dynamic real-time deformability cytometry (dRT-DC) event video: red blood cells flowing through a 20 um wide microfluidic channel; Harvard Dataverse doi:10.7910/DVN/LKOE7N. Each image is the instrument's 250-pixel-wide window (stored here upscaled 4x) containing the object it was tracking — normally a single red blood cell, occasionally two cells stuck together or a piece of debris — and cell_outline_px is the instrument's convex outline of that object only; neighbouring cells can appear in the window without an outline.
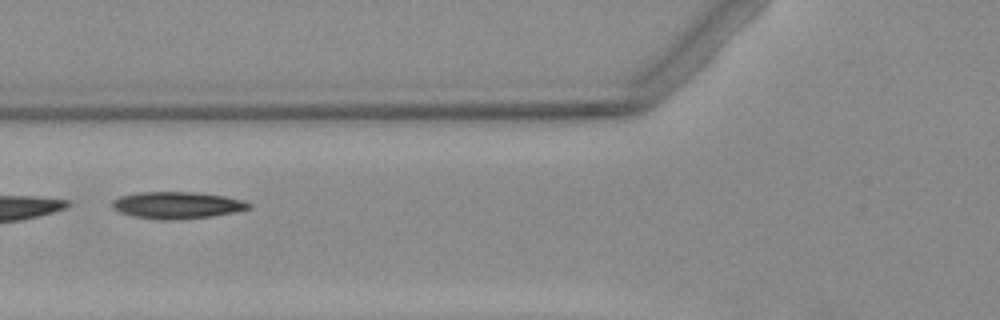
{"species": "Egyptian fruit bat (a non-hibernating species)", "species_latin": "Rousettus aegyptiacus", "temperature_condition": "warm", "stored_images_in_passage": 8, "camera_frame_rate_fps": 3000, "um_per_image_px": 0.085, "animal": {"sex": "female"}, "frame": {"image": 1, "passage_image": 5, "time_ms": 6.333, "image_size_px": [1000, 320], "cell_outline_px": [[252, 208], [236, 212], [212, 216], [164, 220], [132, 216], [120, 212], [112, 208], [112, 200], [120, 196], [136, 192], [192, 192], [224, 196], [244, 200], [252, 204]], "centroid_in_image_um": [15.06, 17.43], "position_along_channel_um": 110.7, "area_um2": 21.39}}
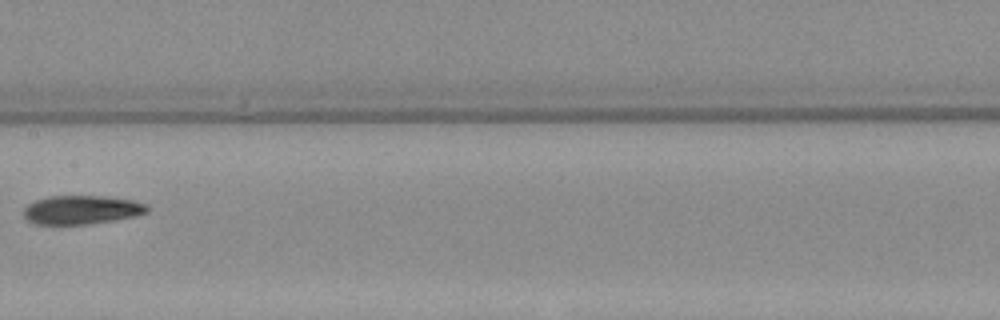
{"frame": {"image": 2, "passage_image": 7, "time_ms": 8.667, "image_size_px": [1000, 320], "cell_outline_px": [[148, 212], [116, 220], [84, 224], [36, 224], [28, 220], [24, 216], [24, 208], [28, 204], [36, 200], [48, 196], [104, 196], [132, 200], [148, 204]], "centroid_in_image_um": [6.93, 17.83], "position_along_channel_um": 200.5, "area_um2": 20.58}}
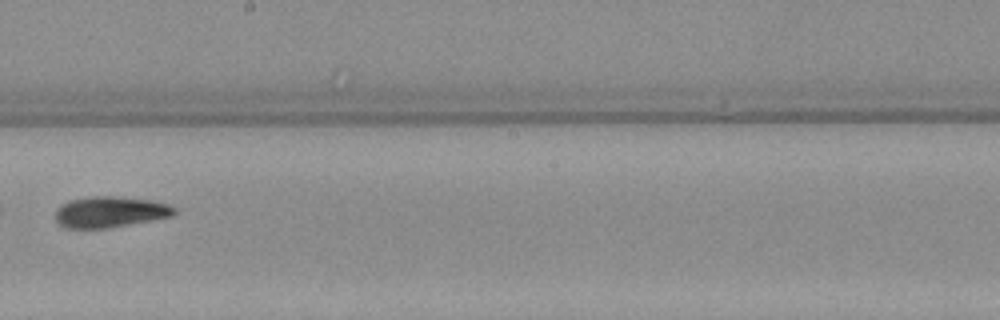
{"frame": {"image": 3, "passage_image": 8, "time_ms": 9.667, "image_size_px": [1000, 320], "cell_outline_px": [[176, 212], [172, 216], [104, 228], [64, 228], [56, 220], [56, 208], [60, 204], [68, 200], [88, 196], [120, 196], [152, 200], [168, 204], [176, 208]], "centroid_in_image_um": [9.32, 17.99], "position_along_channel_um": 238.9, "area_um2": 21.5}}